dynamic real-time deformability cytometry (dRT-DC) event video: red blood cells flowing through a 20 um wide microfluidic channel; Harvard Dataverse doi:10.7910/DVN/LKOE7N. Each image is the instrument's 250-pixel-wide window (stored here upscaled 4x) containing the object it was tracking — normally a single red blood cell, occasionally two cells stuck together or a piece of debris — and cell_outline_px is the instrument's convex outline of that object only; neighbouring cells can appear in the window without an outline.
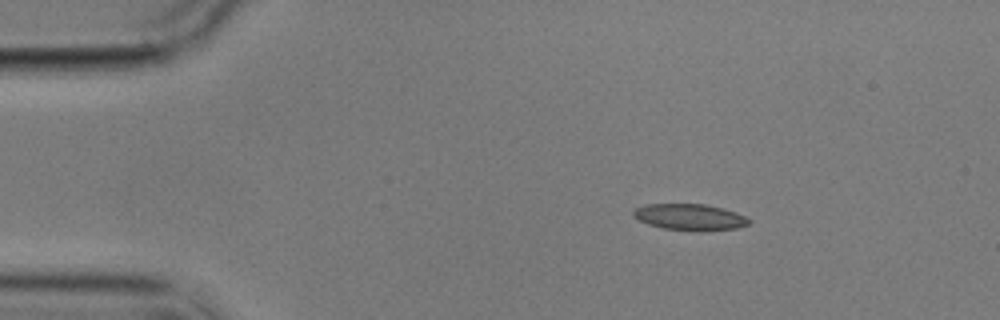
{"species": "common noctule bat (a hibernating species)", "species_latin": "Nyctalus noctula", "temperature_condition": "cold", "stored_images_in_passage": 2, "camera_frame_rate_fps": 3000, "um_per_image_px": 0.085, "animal": {"sex": "male", "body_mass_g": 17.9}, "frame": {"image": 1, "passage_image": 1, "time_ms": 0.0, "image_size_px": [1000, 320], "cell_outline_px": [[752, 220], [748, 224], [736, 228], [664, 228], [648, 224], [632, 216], [632, 212], [636, 208], [644, 204], [704, 204], [724, 208], [736, 212]], "centroid_in_image_um": [58.59, 18.39], "position_along_channel_um": 26.4, "area_um2": 16.82}}